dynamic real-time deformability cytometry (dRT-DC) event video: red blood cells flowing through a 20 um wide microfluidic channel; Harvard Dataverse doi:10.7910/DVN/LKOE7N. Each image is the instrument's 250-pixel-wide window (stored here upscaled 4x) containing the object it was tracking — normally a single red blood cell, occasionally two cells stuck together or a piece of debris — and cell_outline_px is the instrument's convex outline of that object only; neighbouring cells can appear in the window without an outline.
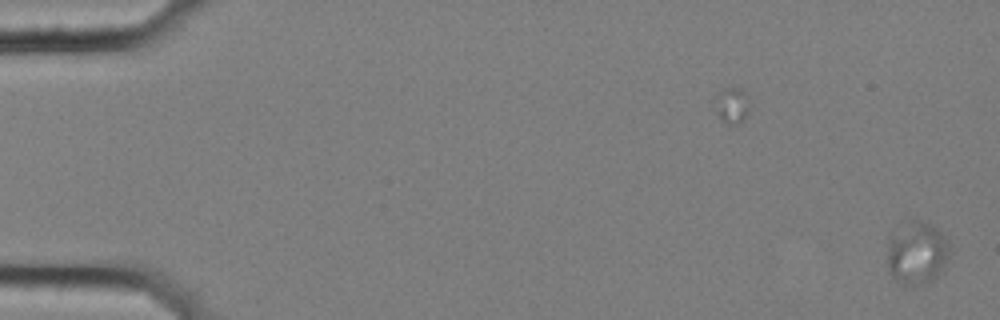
{"species": "common noctule bat (a hibernating species)", "species_latin": "Nyctalus noctula", "temperature_condition": "cold", "stored_images_in_passage": 60, "camera_frame_rate_fps": 3000, "um_per_image_px": 0.085, "animal": {"sex": "female", "body_mass_g": 25.1}, "frame": {"image": 1, "passage_image": 1, "time_ms": 0.0, "image_size_px": [1000, 320], "cell_outline_px": [[952, 252], [940, 272], [936, 276], [920, 284], [908, 284], [896, 280], [892, 276], [888, 268], [888, 236], [912, 216], [932, 224], [944, 236]], "centroid_in_image_um": [77.93, 21.41], "position_along_channel_um": 7.1, "area_um2": 22.95}}
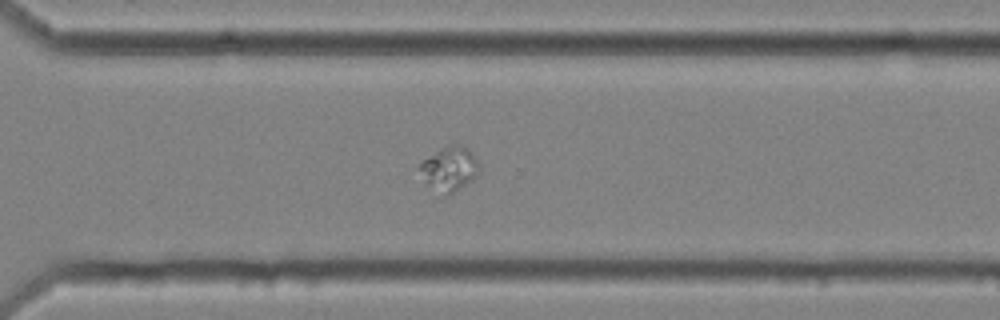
{"frame": {"image": 2, "passage_image": 43, "time_ms": 14.0, "image_size_px": [1000, 320], "cell_outline_px": [[480, 168], [476, 176], [472, 180], [448, 196], [444, 196], [424, 180], [420, 168], [420, 164], [424, 160], [436, 152], [452, 144], [460, 144], [468, 148], [472, 152]], "centroid_in_image_um": [38.24, 14.35], "position_along_channel_um": 332.4, "area_um2": 14.91}}
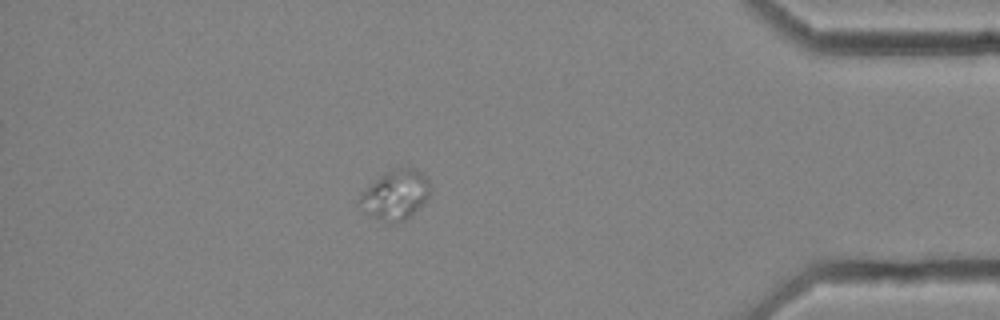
{"frame": {"image": 3, "passage_image": 52, "time_ms": 17.0, "image_size_px": [1000, 320], "cell_outline_px": [[432, 192], [424, 204], [404, 220], [396, 224], [388, 224], [368, 216], [356, 204], [364, 192], [380, 176], [392, 168], [404, 164], [416, 168], [428, 180], [432, 188]], "centroid_in_image_um": [33.64, 16.57], "position_along_channel_um": 401.6, "area_um2": 21.04}}